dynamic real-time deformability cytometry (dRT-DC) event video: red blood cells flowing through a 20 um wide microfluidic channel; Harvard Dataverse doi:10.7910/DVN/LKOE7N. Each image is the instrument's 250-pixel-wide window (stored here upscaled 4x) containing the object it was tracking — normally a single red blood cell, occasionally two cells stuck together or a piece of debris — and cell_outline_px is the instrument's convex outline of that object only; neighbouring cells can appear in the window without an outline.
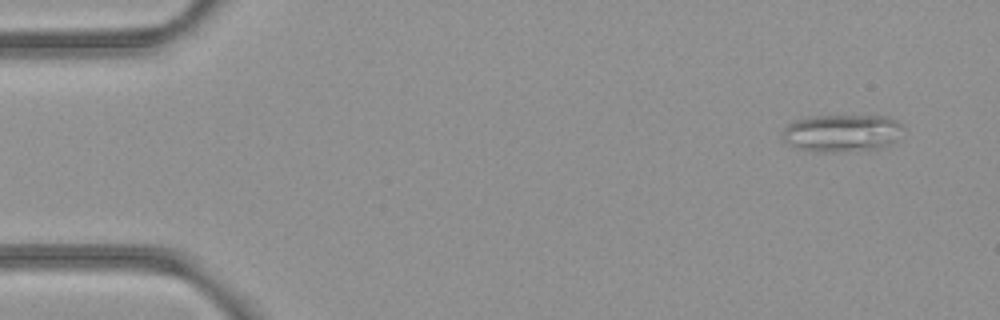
{"species": "common noctule bat (a hibernating species)", "species_latin": "Nyctalus noctula", "temperature_condition": "room temperature", "stored_images_in_passage": 5, "camera_frame_rate_fps": 3000, "um_per_image_px": 0.085, "animal": {"sex": "female", "body_mass_g": 21.9}, "frame": {"image": 1, "passage_image": 1, "time_ms": 0.0, "image_size_px": [1000, 320], "cell_outline_px": [[904, 128], [896, 140], [880, 148], [836, 152], [816, 152], [796, 148], [788, 144], [784, 140], [784, 128], [788, 124], [804, 116], [888, 116], [896, 120]], "centroid_in_image_um": [71.55, 11.3], "position_along_channel_um": 13.5, "area_um2": 26.36}}